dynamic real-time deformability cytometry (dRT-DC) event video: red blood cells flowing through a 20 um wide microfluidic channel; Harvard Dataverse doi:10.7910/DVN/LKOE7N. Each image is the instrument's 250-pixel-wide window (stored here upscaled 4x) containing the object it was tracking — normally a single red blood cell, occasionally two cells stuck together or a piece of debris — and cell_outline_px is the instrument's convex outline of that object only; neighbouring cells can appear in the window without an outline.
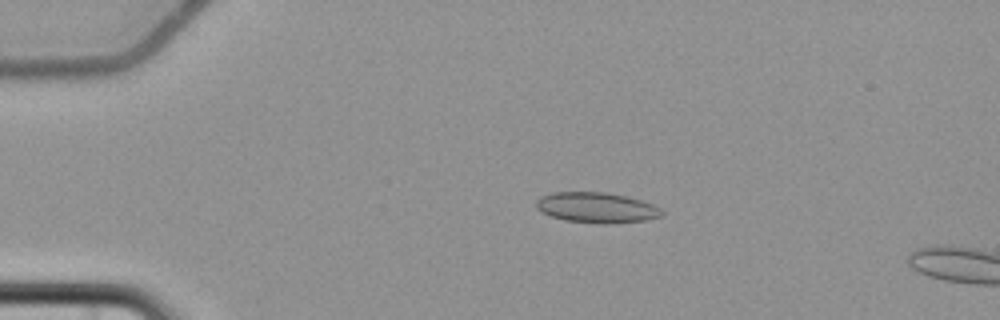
{"species": "common noctule bat (a hibernating species)", "species_latin": "Nyctalus noctula", "temperature_condition": "cold", "stored_images_in_passage": 5, "camera_frame_rate_fps": 3000, "um_per_image_px": 0.085, "animal": {"sex": "female", "body_mass_g": 22.7, "forearm_length_mm": 54.2}, "frame": {"image": 1, "passage_image": 4, "time_ms": 3.333, "image_size_px": [1000, 320], "cell_outline_px": [[664, 216], [644, 220], [608, 224], [600, 224], [564, 220], [540, 212], [536, 208], [536, 200], [540, 196], [552, 192], [604, 192], [628, 196], [652, 204], [660, 208], [664, 212]], "centroid_in_image_um": [50.7, 17.64], "position_along_channel_um": 34.3, "area_um2": 22.48}}